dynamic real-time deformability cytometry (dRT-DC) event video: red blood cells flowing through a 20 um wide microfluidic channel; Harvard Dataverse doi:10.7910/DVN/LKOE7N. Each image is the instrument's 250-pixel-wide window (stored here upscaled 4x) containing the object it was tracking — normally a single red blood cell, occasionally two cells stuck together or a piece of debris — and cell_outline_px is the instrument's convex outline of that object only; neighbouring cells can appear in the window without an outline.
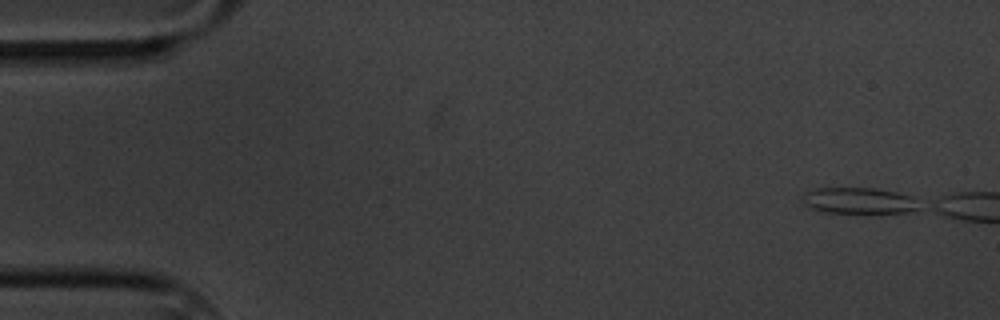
{"species": "common noctule bat (a hibernating species)", "species_latin": "Nyctalus noctula", "temperature_condition": "cold", "stored_images_in_passage": 5, "camera_frame_rate_fps": 3000, "um_per_image_px": 0.085, "animal": {"sex": "male", "body_mass_g": 20.1, "forearm_length_mm": 53.5}, "frame": {"image": 1, "passage_image": 1, "time_ms": 0.0, "image_size_px": [1000, 320], "cell_outline_px": [[920, 208], [912, 212], [820, 212], [804, 204], [804, 192], [816, 188], [876, 188], [896, 192], [912, 196], [920, 204]], "centroid_in_image_um": [73.04, 17.05], "position_along_channel_um": 12.0, "area_um2": 17.69}}
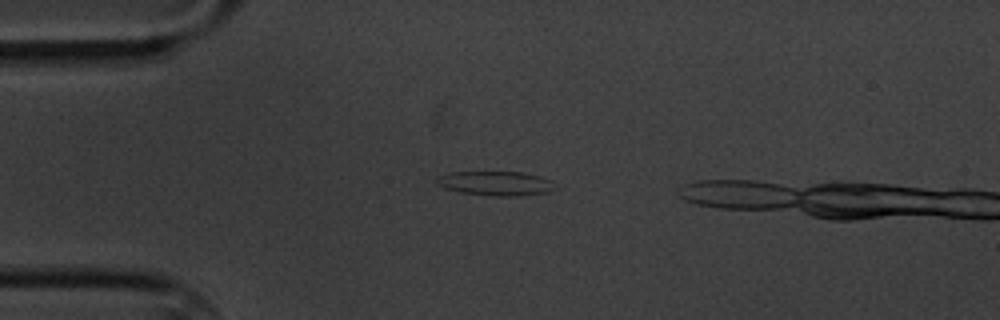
{"frame": {"image": 2, "passage_image": 4, "time_ms": 3.667, "image_size_px": [1000, 320], "cell_outline_px": [[560, 188], [548, 192], [520, 196], [492, 196], [460, 192], [444, 188], [436, 184], [436, 176], [448, 172], [524, 172], [540, 176], [552, 180]], "centroid_in_image_um": [42.18, 15.59], "position_along_channel_um": 42.8, "area_um2": 17.22}}